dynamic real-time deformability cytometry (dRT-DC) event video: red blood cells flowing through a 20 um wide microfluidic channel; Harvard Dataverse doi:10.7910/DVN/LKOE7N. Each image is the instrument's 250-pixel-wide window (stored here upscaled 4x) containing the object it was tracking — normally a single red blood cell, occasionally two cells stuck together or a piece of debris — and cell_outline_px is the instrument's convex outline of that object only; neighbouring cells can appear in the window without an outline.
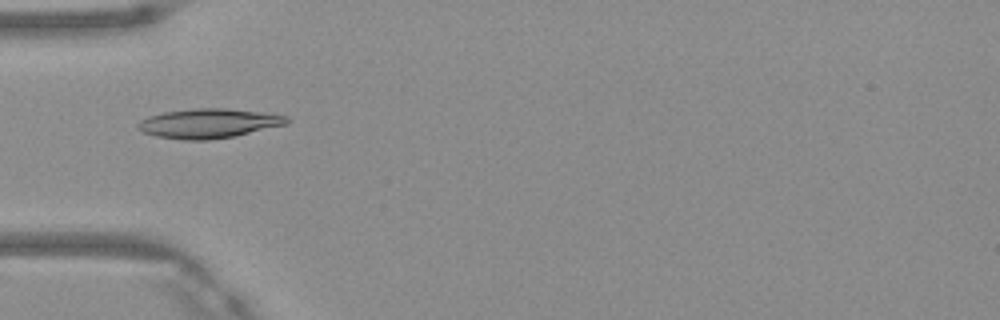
{"species": "Egyptian fruit bat (a non-hibernating species)", "species_latin": "Rousettus aegyptiacus", "temperature_condition": "warm", "stored_images_in_passage": 45, "camera_frame_rate_fps": 3000, "um_per_image_px": 0.085, "frame": {"image": 1, "passage_image": 12, "time_ms": 3.667, "image_size_px": [1000, 320], "cell_outline_px": [[288, 124], [232, 136], [208, 140], [184, 140], [156, 136], [144, 132], [136, 128], [136, 124], [140, 120], [148, 116], [164, 112], [196, 108], [228, 108], [288, 116]], "centroid_in_image_um": [17.69, 10.48], "position_along_channel_um": 67.3, "area_um2": 25.37}}
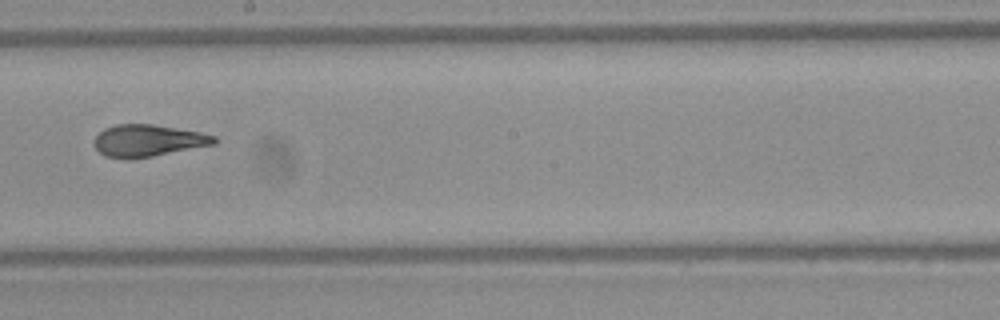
{"frame": {"image": 2, "passage_image": 24, "time_ms": 7.667, "image_size_px": [1000, 320], "cell_outline_px": [[216, 144], [152, 156], [104, 156], [92, 144], [96, 136], [104, 128], [116, 124], [152, 124], [200, 132], [216, 136]], "centroid_in_image_um": [12.6, 11.91], "position_along_channel_um": 235.6, "area_um2": 21.73}}
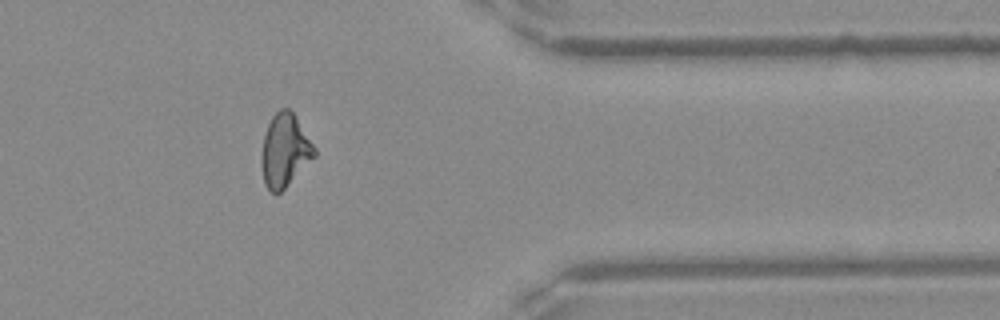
{"frame": {"image": 3, "passage_image": 36, "time_ms": 11.667, "image_size_px": [1000, 320], "cell_outline_px": [[316, 156], [280, 192], [272, 192], [264, 184], [260, 164], [260, 156], [264, 136], [268, 124], [272, 116], [280, 108], [288, 108], [292, 112], [316, 148]], "centroid_in_image_um": [24.18, 12.79], "position_along_channel_um": 387.2, "area_um2": 22.37}, "authors_computed_cell_mechanics": {"area_um2": 22.5998, "velocity_mm_per_s": 4.1936, "shape_relaxation_time_tau1_ms": 11.3904, "shape_relaxation_time_tau2_ms": 1.7237, "deformation_change_tau1": 0.2945, "deformation_change_tau2": 0.063}}